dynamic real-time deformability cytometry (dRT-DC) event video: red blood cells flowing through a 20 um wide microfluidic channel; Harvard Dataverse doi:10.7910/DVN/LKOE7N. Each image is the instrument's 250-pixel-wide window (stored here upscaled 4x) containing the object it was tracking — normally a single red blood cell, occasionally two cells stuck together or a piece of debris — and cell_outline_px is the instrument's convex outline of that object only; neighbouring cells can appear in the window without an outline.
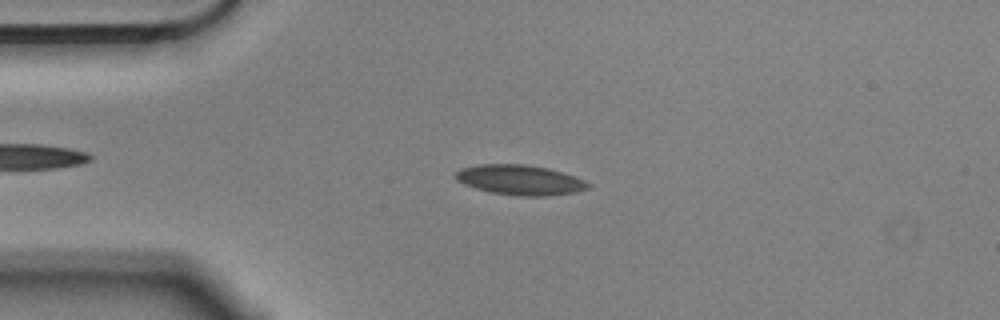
{"species": "Egyptian fruit bat (a non-hibernating species)", "species_latin": "Rousettus aegyptiacus", "temperature_condition": "cold", "stored_images_in_passage": 3, "camera_frame_rate_fps": 3000, "um_per_image_px": 0.085, "animal": {"sex": "male"}, "frame": {"image": 1, "passage_image": 2, "time_ms": 0.333, "image_size_px": [1000, 320], "cell_outline_px": [[592, 184], [588, 188], [576, 192], [544, 196], [516, 196], [492, 192], [476, 188], [464, 184], [456, 180], [452, 176], [460, 168], [476, 164], [524, 164], [548, 168], [584, 180]], "centroid_in_image_um": [44.15, 15.29], "position_along_channel_um": 40.9, "area_um2": 23.18}}